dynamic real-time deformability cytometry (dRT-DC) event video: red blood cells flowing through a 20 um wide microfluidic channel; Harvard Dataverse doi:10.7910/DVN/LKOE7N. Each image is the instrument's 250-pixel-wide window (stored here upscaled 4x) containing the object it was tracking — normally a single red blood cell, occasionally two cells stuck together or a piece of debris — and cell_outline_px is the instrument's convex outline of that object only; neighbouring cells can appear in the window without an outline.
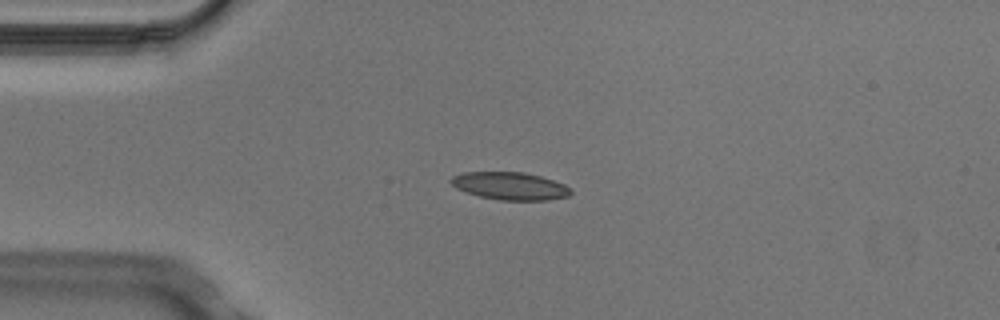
{"species": "Egyptian fruit bat (a non-hibernating species)", "species_latin": "Rousettus aegyptiacus", "temperature_condition": "cold", "stored_images_in_passage": 9, "camera_frame_rate_fps": 3000, "um_per_image_px": 0.085, "animal": {"sex": "male"}, "frame": {"image": 1, "passage_image": 3, "time_ms": 0.667, "image_size_px": [1000, 320], "cell_outline_px": [[572, 192], [568, 196], [548, 200], [500, 200], [480, 196], [456, 188], [448, 180], [452, 176], [464, 172], [524, 172], [540, 176], [564, 184]], "centroid_in_image_um": [43.33, 15.8], "position_along_channel_um": 41.7, "area_um2": 19.13}}
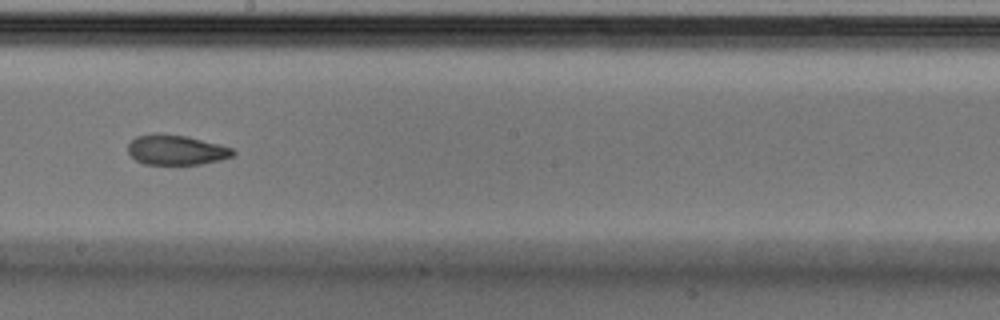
{"frame": {"image": 2, "passage_image": 8, "time_ms": 2.333, "image_size_px": [1000, 320], "cell_outline_px": [[236, 152], [232, 156], [220, 160], [200, 164], [144, 164], [136, 160], [128, 152], [128, 144], [136, 136], [156, 132], [188, 136], [220, 144], [232, 148]], "centroid_in_image_um": [14.97, 12.72], "position_along_channel_um": 233.2, "area_um2": 18.5}}
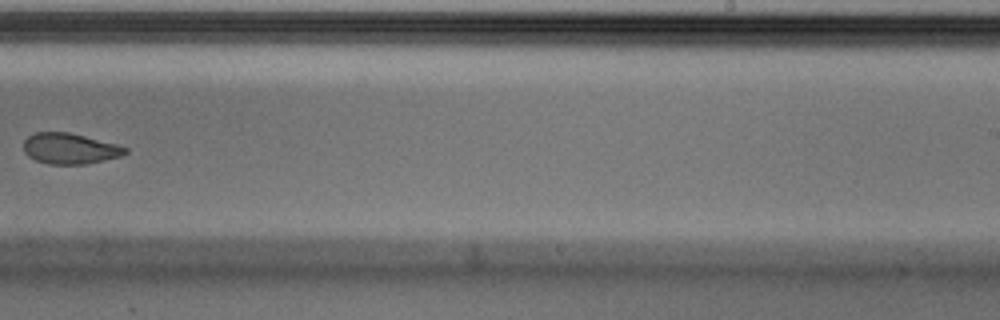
{"frame": {"image": 3, "passage_image": 9, "time_ms": 2.667, "image_size_px": [1000, 320], "cell_outline_px": [[128, 152], [120, 156], [84, 164], [48, 164], [36, 160], [28, 156], [24, 152], [24, 140], [28, 136], [36, 132], [68, 132], [116, 144], [128, 148]], "centroid_in_image_um": [5.91, 12.62], "position_along_channel_um": 283.1, "area_um2": 18.03}}